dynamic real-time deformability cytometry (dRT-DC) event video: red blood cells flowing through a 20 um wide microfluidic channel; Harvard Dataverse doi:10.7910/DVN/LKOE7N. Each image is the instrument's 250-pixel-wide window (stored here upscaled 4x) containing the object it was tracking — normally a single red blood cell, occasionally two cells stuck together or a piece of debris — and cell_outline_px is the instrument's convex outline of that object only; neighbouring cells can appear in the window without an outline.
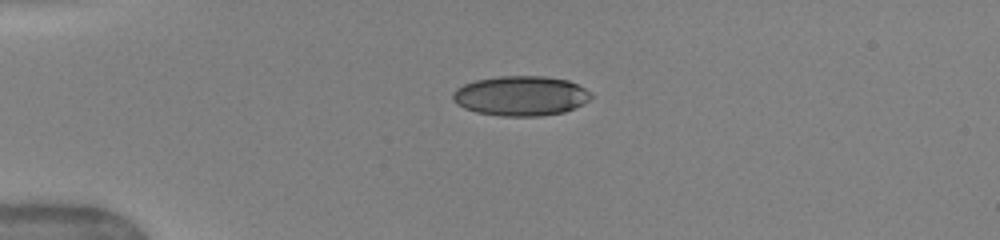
{"species": "human", "species_latin": "Homo sapiens", "temperature_condition": "warm", "stored_images_in_passage": 44, "camera_frame_rate_fps": 3000, "um_per_image_px": 0.085, "donor": {"sex": "female"}, "frame": {"image": 1, "passage_image": 1, "time_ms": 0.0, "image_size_px": [1000, 240], "cell_outline_px": [[592, 96], [588, 100], [564, 112], [540, 116], [500, 116], [476, 112], [464, 108], [456, 104], [452, 100], [452, 92], [456, 88], [464, 84], [476, 80], [500, 76], [544, 76], [568, 80], [592, 92]], "centroid_in_image_um": [44.23, 8.14], "position_along_channel_um": 40.8, "area_um2": 32.08}}